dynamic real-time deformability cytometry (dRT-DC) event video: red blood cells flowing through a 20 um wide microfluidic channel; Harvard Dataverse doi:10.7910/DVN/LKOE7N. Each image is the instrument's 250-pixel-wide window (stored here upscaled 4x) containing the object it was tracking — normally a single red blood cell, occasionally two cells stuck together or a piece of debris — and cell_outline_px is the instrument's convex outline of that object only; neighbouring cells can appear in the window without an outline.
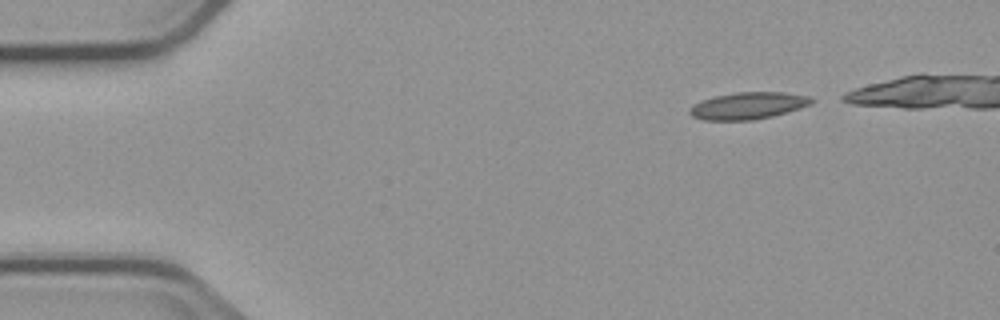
{"species": "common noctule bat (a hibernating species)", "species_latin": "Nyctalus noctula", "temperature_condition": "cold", "stored_images_in_passage": 4, "camera_frame_rate_fps": 3000, "um_per_image_px": 0.085, "animal": {"sex": "male", "body_mass_g": 23.1, "forearm_length_mm": 52.7}, "frame": {"image": 1, "passage_image": 1, "time_ms": 0.0, "image_size_px": [1000, 320], "cell_outline_px": [[816, 100], [800, 108], [788, 112], [772, 116], [752, 120], [704, 120], [692, 116], [688, 112], [688, 108], [700, 100], [716, 96], [736, 92], [784, 92], [808, 96]], "centroid_in_image_um": [63.56, 8.98], "position_along_channel_um": 21.4, "area_um2": 19.13}}